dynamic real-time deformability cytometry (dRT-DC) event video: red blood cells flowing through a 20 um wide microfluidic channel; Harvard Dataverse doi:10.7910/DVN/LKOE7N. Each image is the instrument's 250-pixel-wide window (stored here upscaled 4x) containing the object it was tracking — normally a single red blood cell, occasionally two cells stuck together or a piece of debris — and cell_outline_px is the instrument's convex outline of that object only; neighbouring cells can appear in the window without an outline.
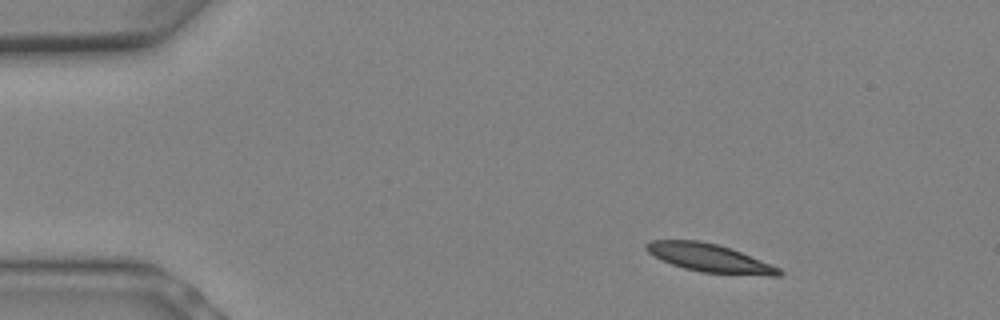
{"species": "Egyptian fruit bat (a non-hibernating species)", "species_latin": "Rousettus aegyptiacus", "temperature_condition": "warm", "stored_images_in_passage": 6, "camera_frame_rate_fps": 3000, "um_per_image_px": 0.085, "animal": {"sex": "female"}, "frame": {"image": 1, "passage_image": 1, "time_ms": 0.0, "image_size_px": [1000, 320], "cell_outline_px": [[784, 272], [780, 276], [768, 276], [700, 272], [684, 268], [660, 260], [648, 252], [644, 248], [644, 244], [648, 240], [700, 240], [732, 248], [780, 268]], "centroid_in_image_um": [60.3, 21.92], "position_along_channel_um": 24.7, "area_um2": 22.02}}
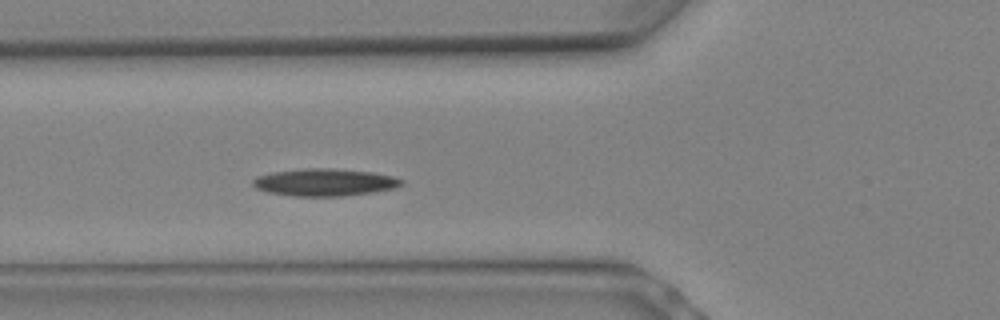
{"frame": {"image": 2, "passage_image": 6, "time_ms": 1.667, "image_size_px": [1000, 320], "cell_outline_px": [[404, 184], [396, 188], [372, 192], [344, 196], [296, 196], [268, 192], [256, 188], [252, 184], [252, 180], [256, 176], [272, 172], [304, 168], [332, 168], [372, 172], [392, 176], [404, 180]], "centroid_in_image_um": [27.6, 15.49], "position_along_channel_um": 98.2, "area_um2": 23.76}}